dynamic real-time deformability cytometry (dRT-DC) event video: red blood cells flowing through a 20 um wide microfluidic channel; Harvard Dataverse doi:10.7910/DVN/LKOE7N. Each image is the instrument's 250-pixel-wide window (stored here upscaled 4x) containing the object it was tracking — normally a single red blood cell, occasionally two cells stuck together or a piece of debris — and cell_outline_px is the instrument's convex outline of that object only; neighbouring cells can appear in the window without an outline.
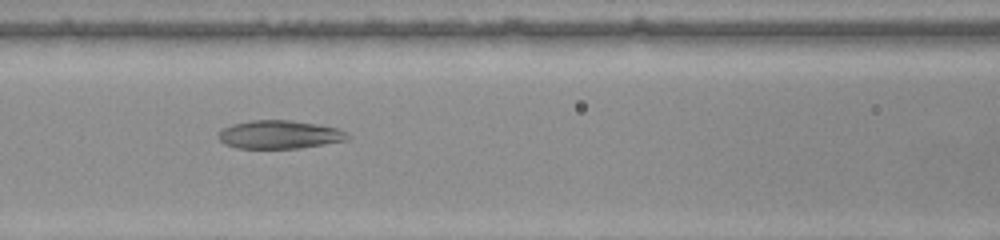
{"species": "common noctule bat (a hibernating species)", "species_latin": "Nyctalus noctula", "temperature_condition": "warm", "stored_images_in_passage": 51, "camera_frame_rate_fps": 3000, "um_per_image_px": 0.085, "animal": {"sex": "female", "body_mass_g": 22.0, "forearm_length_mm": 56.7}, "frame": {"image": 1, "passage_image": 22, "time_ms": 7.0, "image_size_px": [1000, 240], "cell_outline_px": [[352, 136], [348, 140], [300, 148], [236, 148], [224, 144], [220, 140], [220, 132], [224, 128], [232, 124], [252, 120], [292, 120], [316, 124], [336, 128], [348, 132]], "centroid_in_image_um": [23.8, 11.44], "position_along_channel_um": 142.8, "area_um2": 21.27}}
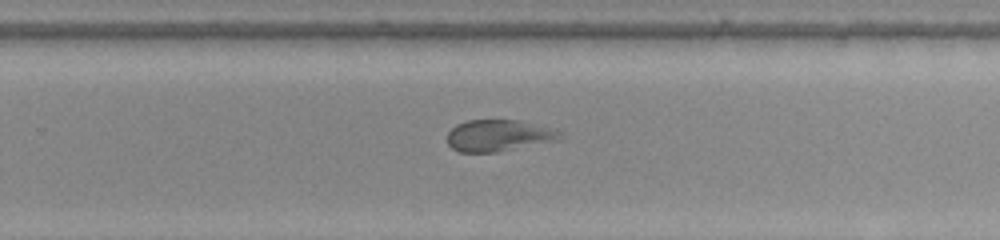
{"frame": {"image": 2, "passage_image": 33, "time_ms": 10.667, "image_size_px": [1000, 240], "cell_outline_px": [[564, 132], [560, 140], [496, 152], [460, 152], [452, 148], [448, 144], [448, 132], [456, 124], [468, 120], [520, 120], [556, 128]], "centroid_in_image_um": [42.45, 11.51], "position_along_channel_um": 287.3, "area_um2": 21.04}}
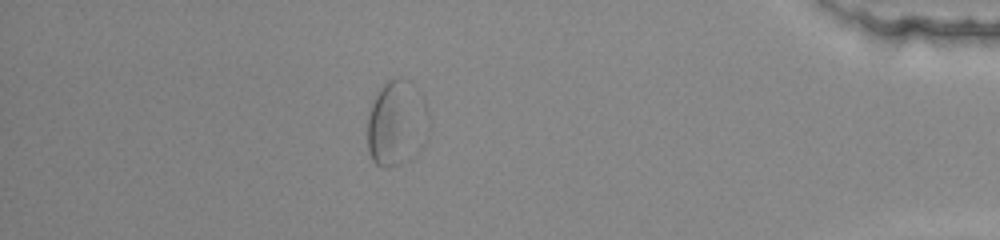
{"frame": {"image": 3, "passage_image": 45, "time_ms": 14.667, "image_size_px": [1000, 240], "cell_outline_px": [[432, 124], [428, 140], [416, 156], [412, 160], [388, 168], [376, 164], [372, 160], [368, 152], [368, 116], [372, 104], [380, 88], [388, 80], [400, 76], [408, 80], [424, 96]], "centroid_in_image_um": [33.8, 10.5], "position_along_channel_um": 401.4, "area_um2": 31.85}}